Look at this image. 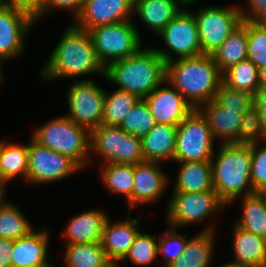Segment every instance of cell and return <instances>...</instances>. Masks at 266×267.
<instances>
[{
  "instance_id": "1",
  "label": "cell",
  "mask_w": 266,
  "mask_h": 267,
  "mask_svg": "<svg viewBox=\"0 0 266 267\" xmlns=\"http://www.w3.org/2000/svg\"><path fill=\"white\" fill-rule=\"evenodd\" d=\"M49 56L40 72L46 81L95 75L97 72L104 77V67L97 59L89 32L72 23Z\"/></svg>"
},
{
  "instance_id": "2",
  "label": "cell",
  "mask_w": 266,
  "mask_h": 267,
  "mask_svg": "<svg viewBox=\"0 0 266 267\" xmlns=\"http://www.w3.org/2000/svg\"><path fill=\"white\" fill-rule=\"evenodd\" d=\"M165 80L194 108L214 99L222 83V73L211 55L177 58L166 63Z\"/></svg>"
},
{
  "instance_id": "3",
  "label": "cell",
  "mask_w": 266,
  "mask_h": 267,
  "mask_svg": "<svg viewBox=\"0 0 266 267\" xmlns=\"http://www.w3.org/2000/svg\"><path fill=\"white\" fill-rule=\"evenodd\" d=\"M166 63L153 47L110 63L104 68L105 80L116 84L118 90L148 96L165 81Z\"/></svg>"
},
{
  "instance_id": "4",
  "label": "cell",
  "mask_w": 266,
  "mask_h": 267,
  "mask_svg": "<svg viewBox=\"0 0 266 267\" xmlns=\"http://www.w3.org/2000/svg\"><path fill=\"white\" fill-rule=\"evenodd\" d=\"M219 146L211 159L213 186L219 199L228 206L237 197L255 193L251 184V145Z\"/></svg>"
},
{
  "instance_id": "5",
  "label": "cell",
  "mask_w": 266,
  "mask_h": 267,
  "mask_svg": "<svg viewBox=\"0 0 266 267\" xmlns=\"http://www.w3.org/2000/svg\"><path fill=\"white\" fill-rule=\"evenodd\" d=\"M31 138L42 146L70 157L82 169L92 162L90 131L65 115L52 118L35 129Z\"/></svg>"
},
{
  "instance_id": "6",
  "label": "cell",
  "mask_w": 266,
  "mask_h": 267,
  "mask_svg": "<svg viewBox=\"0 0 266 267\" xmlns=\"http://www.w3.org/2000/svg\"><path fill=\"white\" fill-rule=\"evenodd\" d=\"M98 61L105 68L110 63L138 53L141 35L132 20L97 26L88 30Z\"/></svg>"
},
{
  "instance_id": "7",
  "label": "cell",
  "mask_w": 266,
  "mask_h": 267,
  "mask_svg": "<svg viewBox=\"0 0 266 267\" xmlns=\"http://www.w3.org/2000/svg\"><path fill=\"white\" fill-rule=\"evenodd\" d=\"M97 154L104 163L137 164L144 162L141 138L125 132L121 127L100 125L90 131V153Z\"/></svg>"
},
{
  "instance_id": "8",
  "label": "cell",
  "mask_w": 266,
  "mask_h": 267,
  "mask_svg": "<svg viewBox=\"0 0 266 267\" xmlns=\"http://www.w3.org/2000/svg\"><path fill=\"white\" fill-rule=\"evenodd\" d=\"M214 141L207 120L194 109L177 127L175 162H211Z\"/></svg>"
},
{
  "instance_id": "9",
  "label": "cell",
  "mask_w": 266,
  "mask_h": 267,
  "mask_svg": "<svg viewBox=\"0 0 266 267\" xmlns=\"http://www.w3.org/2000/svg\"><path fill=\"white\" fill-rule=\"evenodd\" d=\"M170 198L165 219L176 229L208 219L226 207L216 191L173 192Z\"/></svg>"
},
{
  "instance_id": "10",
  "label": "cell",
  "mask_w": 266,
  "mask_h": 267,
  "mask_svg": "<svg viewBox=\"0 0 266 267\" xmlns=\"http://www.w3.org/2000/svg\"><path fill=\"white\" fill-rule=\"evenodd\" d=\"M158 36L163 39L167 49L153 48L165 63L177 57L179 59L202 54L197 22L190 9H183Z\"/></svg>"
},
{
  "instance_id": "11",
  "label": "cell",
  "mask_w": 266,
  "mask_h": 267,
  "mask_svg": "<svg viewBox=\"0 0 266 267\" xmlns=\"http://www.w3.org/2000/svg\"><path fill=\"white\" fill-rule=\"evenodd\" d=\"M202 54L211 55L242 23L239 6H206L195 13Z\"/></svg>"
},
{
  "instance_id": "12",
  "label": "cell",
  "mask_w": 266,
  "mask_h": 267,
  "mask_svg": "<svg viewBox=\"0 0 266 267\" xmlns=\"http://www.w3.org/2000/svg\"><path fill=\"white\" fill-rule=\"evenodd\" d=\"M73 82L67 91L66 116L91 131L102 125L106 91L89 78Z\"/></svg>"
},
{
  "instance_id": "13",
  "label": "cell",
  "mask_w": 266,
  "mask_h": 267,
  "mask_svg": "<svg viewBox=\"0 0 266 267\" xmlns=\"http://www.w3.org/2000/svg\"><path fill=\"white\" fill-rule=\"evenodd\" d=\"M28 144L27 182L45 184L56 182L81 171V167L70 157L42 146L32 138Z\"/></svg>"
},
{
  "instance_id": "14",
  "label": "cell",
  "mask_w": 266,
  "mask_h": 267,
  "mask_svg": "<svg viewBox=\"0 0 266 267\" xmlns=\"http://www.w3.org/2000/svg\"><path fill=\"white\" fill-rule=\"evenodd\" d=\"M35 20L27 13L12 7H0V69L7 59H15L25 48L27 33Z\"/></svg>"
},
{
  "instance_id": "15",
  "label": "cell",
  "mask_w": 266,
  "mask_h": 267,
  "mask_svg": "<svg viewBox=\"0 0 266 267\" xmlns=\"http://www.w3.org/2000/svg\"><path fill=\"white\" fill-rule=\"evenodd\" d=\"M166 83L167 87H163L162 84ZM143 99L156 124L178 126L194 110L184 96L166 80Z\"/></svg>"
},
{
  "instance_id": "16",
  "label": "cell",
  "mask_w": 266,
  "mask_h": 267,
  "mask_svg": "<svg viewBox=\"0 0 266 267\" xmlns=\"http://www.w3.org/2000/svg\"><path fill=\"white\" fill-rule=\"evenodd\" d=\"M133 6L134 0H86L72 24L88 31L97 26L132 20Z\"/></svg>"
},
{
  "instance_id": "17",
  "label": "cell",
  "mask_w": 266,
  "mask_h": 267,
  "mask_svg": "<svg viewBox=\"0 0 266 267\" xmlns=\"http://www.w3.org/2000/svg\"><path fill=\"white\" fill-rule=\"evenodd\" d=\"M160 162L144 161L134 165L132 208L136 205L157 202L169 185Z\"/></svg>"
},
{
  "instance_id": "18",
  "label": "cell",
  "mask_w": 266,
  "mask_h": 267,
  "mask_svg": "<svg viewBox=\"0 0 266 267\" xmlns=\"http://www.w3.org/2000/svg\"><path fill=\"white\" fill-rule=\"evenodd\" d=\"M128 217L124 221L111 222L107 219L104 225L103 234L100 244L105 251L108 260L115 265L127 254L129 247L133 244L139 229L138 224L140 219L131 218L130 211L127 212Z\"/></svg>"
},
{
  "instance_id": "19",
  "label": "cell",
  "mask_w": 266,
  "mask_h": 267,
  "mask_svg": "<svg viewBox=\"0 0 266 267\" xmlns=\"http://www.w3.org/2000/svg\"><path fill=\"white\" fill-rule=\"evenodd\" d=\"M49 233L46 229H34L27 236L14 240L11 249L12 267L53 266L47 258Z\"/></svg>"
},
{
  "instance_id": "20",
  "label": "cell",
  "mask_w": 266,
  "mask_h": 267,
  "mask_svg": "<svg viewBox=\"0 0 266 267\" xmlns=\"http://www.w3.org/2000/svg\"><path fill=\"white\" fill-rule=\"evenodd\" d=\"M198 110L205 117L214 139L221 144L235 143L243 114L239 110L225 109L215 99L201 105Z\"/></svg>"
},
{
  "instance_id": "21",
  "label": "cell",
  "mask_w": 266,
  "mask_h": 267,
  "mask_svg": "<svg viewBox=\"0 0 266 267\" xmlns=\"http://www.w3.org/2000/svg\"><path fill=\"white\" fill-rule=\"evenodd\" d=\"M107 215L100 209H90L71 218L62 233L66 244L100 242Z\"/></svg>"
},
{
  "instance_id": "22",
  "label": "cell",
  "mask_w": 266,
  "mask_h": 267,
  "mask_svg": "<svg viewBox=\"0 0 266 267\" xmlns=\"http://www.w3.org/2000/svg\"><path fill=\"white\" fill-rule=\"evenodd\" d=\"M183 6L180 0H134L133 13L151 31L159 34L184 9Z\"/></svg>"
},
{
  "instance_id": "23",
  "label": "cell",
  "mask_w": 266,
  "mask_h": 267,
  "mask_svg": "<svg viewBox=\"0 0 266 267\" xmlns=\"http://www.w3.org/2000/svg\"><path fill=\"white\" fill-rule=\"evenodd\" d=\"M177 127L173 125L155 124L141 138L142 153L145 161L162 163L168 159L175 162Z\"/></svg>"
},
{
  "instance_id": "24",
  "label": "cell",
  "mask_w": 266,
  "mask_h": 267,
  "mask_svg": "<svg viewBox=\"0 0 266 267\" xmlns=\"http://www.w3.org/2000/svg\"><path fill=\"white\" fill-rule=\"evenodd\" d=\"M214 225L206 226L203 231L187 239L182 256L167 267H211L213 246L215 244Z\"/></svg>"
},
{
  "instance_id": "25",
  "label": "cell",
  "mask_w": 266,
  "mask_h": 267,
  "mask_svg": "<svg viewBox=\"0 0 266 267\" xmlns=\"http://www.w3.org/2000/svg\"><path fill=\"white\" fill-rule=\"evenodd\" d=\"M179 164L173 192L215 191L211 162H176Z\"/></svg>"
},
{
  "instance_id": "26",
  "label": "cell",
  "mask_w": 266,
  "mask_h": 267,
  "mask_svg": "<svg viewBox=\"0 0 266 267\" xmlns=\"http://www.w3.org/2000/svg\"><path fill=\"white\" fill-rule=\"evenodd\" d=\"M248 21L236 27L228 38L211 54L221 73L247 59Z\"/></svg>"
},
{
  "instance_id": "27",
  "label": "cell",
  "mask_w": 266,
  "mask_h": 267,
  "mask_svg": "<svg viewBox=\"0 0 266 267\" xmlns=\"http://www.w3.org/2000/svg\"><path fill=\"white\" fill-rule=\"evenodd\" d=\"M233 254L235 262L266 267V239L234 225Z\"/></svg>"
},
{
  "instance_id": "28",
  "label": "cell",
  "mask_w": 266,
  "mask_h": 267,
  "mask_svg": "<svg viewBox=\"0 0 266 267\" xmlns=\"http://www.w3.org/2000/svg\"><path fill=\"white\" fill-rule=\"evenodd\" d=\"M28 163V144L0 141V182L5 187L18 176L27 183Z\"/></svg>"
},
{
  "instance_id": "29",
  "label": "cell",
  "mask_w": 266,
  "mask_h": 267,
  "mask_svg": "<svg viewBox=\"0 0 266 267\" xmlns=\"http://www.w3.org/2000/svg\"><path fill=\"white\" fill-rule=\"evenodd\" d=\"M241 217L236 226L266 239V200L260 192L243 198Z\"/></svg>"
},
{
  "instance_id": "30",
  "label": "cell",
  "mask_w": 266,
  "mask_h": 267,
  "mask_svg": "<svg viewBox=\"0 0 266 267\" xmlns=\"http://www.w3.org/2000/svg\"><path fill=\"white\" fill-rule=\"evenodd\" d=\"M102 166L100 177L105 188L112 194L125 196L129 208L132 209L134 165L107 163Z\"/></svg>"
},
{
  "instance_id": "31",
  "label": "cell",
  "mask_w": 266,
  "mask_h": 267,
  "mask_svg": "<svg viewBox=\"0 0 266 267\" xmlns=\"http://www.w3.org/2000/svg\"><path fill=\"white\" fill-rule=\"evenodd\" d=\"M64 267H110L100 242L66 244Z\"/></svg>"
},
{
  "instance_id": "32",
  "label": "cell",
  "mask_w": 266,
  "mask_h": 267,
  "mask_svg": "<svg viewBox=\"0 0 266 267\" xmlns=\"http://www.w3.org/2000/svg\"><path fill=\"white\" fill-rule=\"evenodd\" d=\"M140 99L136 94L118 89L111 93L106 91L102 125L120 127Z\"/></svg>"
},
{
  "instance_id": "33",
  "label": "cell",
  "mask_w": 266,
  "mask_h": 267,
  "mask_svg": "<svg viewBox=\"0 0 266 267\" xmlns=\"http://www.w3.org/2000/svg\"><path fill=\"white\" fill-rule=\"evenodd\" d=\"M6 200L0 203V237L14 241L27 236L34 228L21 209Z\"/></svg>"
},
{
  "instance_id": "34",
  "label": "cell",
  "mask_w": 266,
  "mask_h": 267,
  "mask_svg": "<svg viewBox=\"0 0 266 267\" xmlns=\"http://www.w3.org/2000/svg\"><path fill=\"white\" fill-rule=\"evenodd\" d=\"M222 83L255 96L259 92L258 68L249 59L242 60L222 73Z\"/></svg>"
},
{
  "instance_id": "35",
  "label": "cell",
  "mask_w": 266,
  "mask_h": 267,
  "mask_svg": "<svg viewBox=\"0 0 266 267\" xmlns=\"http://www.w3.org/2000/svg\"><path fill=\"white\" fill-rule=\"evenodd\" d=\"M157 239H159L157 236L139 231L127 254L119 263L128 259L137 266L154 262L159 255Z\"/></svg>"
},
{
  "instance_id": "36",
  "label": "cell",
  "mask_w": 266,
  "mask_h": 267,
  "mask_svg": "<svg viewBox=\"0 0 266 267\" xmlns=\"http://www.w3.org/2000/svg\"><path fill=\"white\" fill-rule=\"evenodd\" d=\"M156 124L148 105L144 99H140L135 107L125 117L121 128L134 137H144Z\"/></svg>"
},
{
  "instance_id": "37",
  "label": "cell",
  "mask_w": 266,
  "mask_h": 267,
  "mask_svg": "<svg viewBox=\"0 0 266 267\" xmlns=\"http://www.w3.org/2000/svg\"><path fill=\"white\" fill-rule=\"evenodd\" d=\"M266 140L259 111L252 106L242 116L238 139L234 144L251 145Z\"/></svg>"
},
{
  "instance_id": "38",
  "label": "cell",
  "mask_w": 266,
  "mask_h": 267,
  "mask_svg": "<svg viewBox=\"0 0 266 267\" xmlns=\"http://www.w3.org/2000/svg\"><path fill=\"white\" fill-rule=\"evenodd\" d=\"M158 237V253L164 257L163 267H167L183 255L188 238L173 227L160 233Z\"/></svg>"
},
{
  "instance_id": "39",
  "label": "cell",
  "mask_w": 266,
  "mask_h": 267,
  "mask_svg": "<svg viewBox=\"0 0 266 267\" xmlns=\"http://www.w3.org/2000/svg\"><path fill=\"white\" fill-rule=\"evenodd\" d=\"M247 59L258 69L266 66V24L248 21Z\"/></svg>"
},
{
  "instance_id": "40",
  "label": "cell",
  "mask_w": 266,
  "mask_h": 267,
  "mask_svg": "<svg viewBox=\"0 0 266 267\" xmlns=\"http://www.w3.org/2000/svg\"><path fill=\"white\" fill-rule=\"evenodd\" d=\"M214 99L225 109L239 110V114H244L254 106V95L232 89L221 83Z\"/></svg>"
},
{
  "instance_id": "41",
  "label": "cell",
  "mask_w": 266,
  "mask_h": 267,
  "mask_svg": "<svg viewBox=\"0 0 266 267\" xmlns=\"http://www.w3.org/2000/svg\"><path fill=\"white\" fill-rule=\"evenodd\" d=\"M251 184L254 192L266 189V140L251 144Z\"/></svg>"
},
{
  "instance_id": "42",
  "label": "cell",
  "mask_w": 266,
  "mask_h": 267,
  "mask_svg": "<svg viewBox=\"0 0 266 267\" xmlns=\"http://www.w3.org/2000/svg\"><path fill=\"white\" fill-rule=\"evenodd\" d=\"M86 0H45L43 5V10L41 14L35 19V23L39 21V19L45 14H49L51 11L58 10H67L69 12L72 11L73 21L80 13L84 3Z\"/></svg>"
},
{
  "instance_id": "43",
  "label": "cell",
  "mask_w": 266,
  "mask_h": 267,
  "mask_svg": "<svg viewBox=\"0 0 266 267\" xmlns=\"http://www.w3.org/2000/svg\"><path fill=\"white\" fill-rule=\"evenodd\" d=\"M247 10L239 6L242 21L266 24V0H247Z\"/></svg>"
},
{
  "instance_id": "44",
  "label": "cell",
  "mask_w": 266,
  "mask_h": 267,
  "mask_svg": "<svg viewBox=\"0 0 266 267\" xmlns=\"http://www.w3.org/2000/svg\"><path fill=\"white\" fill-rule=\"evenodd\" d=\"M45 0H2L4 6L23 11L34 20L41 14Z\"/></svg>"
},
{
  "instance_id": "45",
  "label": "cell",
  "mask_w": 266,
  "mask_h": 267,
  "mask_svg": "<svg viewBox=\"0 0 266 267\" xmlns=\"http://www.w3.org/2000/svg\"><path fill=\"white\" fill-rule=\"evenodd\" d=\"M13 240L0 237V267H12L11 249Z\"/></svg>"
},
{
  "instance_id": "46",
  "label": "cell",
  "mask_w": 266,
  "mask_h": 267,
  "mask_svg": "<svg viewBox=\"0 0 266 267\" xmlns=\"http://www.w3.org/2000/svg\"><path fill=\"white\" fill-rule=\"evenodd\" d=\"M254 106L259 111V115L263 124V130L266 134V91L258 92L254 96Z\"/></svg>"
},
{
  "instance_id": "47",
  "label": "cell",
  "mask_w": 266,
  "mask_h": 267,
  "mask_svg": "<svg viewBox=\"0 0 266 267\" xmlns=\"http://www.w3.org/2000/svg\"><path fill=\"white\" fill-rule=\"evenodd\" d=\"M259 92L266 91V66L258 69Z\"/></svg>"
},
{
  "instance_id": "48",
  "label": "cell",
  "mask_w": 266,
  "mask_h": 267,
  "mask_svg": "<svg viewBox=\"0 0 266 267\" xmlns=\"http://www.w3.org/2000/svg\"><path fill=\"white\" fill-rule=\"evenodd\" d=\"M220 267H257V266H253V265H249V264H244V263H239V262H235L233 260V262H229V263H225L224 265L220 266Z\"/></svg>"
},
{
  "instance_id": "49",
  "label": "cell",
  "mask_w": 266,
  "mask_h": 267,
  "mask_svg": "<svg viewBox=\"0 0 266 267\" xmlns=\"http://www.w3.org/2000/svg\"><path fill=\"white\" fill-rule=\"evenodd\" d=\"M6 187L0 182V203L6 198Z\"/></svg>"
},
{
  "instance_id": "50",
  "label": "cell",
  "mask_w": 266,
  "mask_h": 267,
  "mask_svg": "<svg viewBox=\"0 0 266 267\" xmlns=\"http://www.w3.org/2000/svg\"><path fill=\"white\" fill-rule=\"evenodd\" d=\"M181 1V3L183 4V5H185L184 6V8L186 7V6H188V5H192L194 2H196L197 0H180Z\"/></svg>"
},
{
  "instance_id": "51",
  "label": "cell",
  "mask_w": 266,
  "mask_h": 267,
  "mask_svg": "<svg viewBox=\"0 0 266 267\" xmlns=\"http://www.w3.org/2000/svg\"><path fill=\"white\" fill-rule=\"evenodd\" d=\"M2 76H3V74H2V71H1V69H0V84H1V82L4 80Z\"/></svg>"
},
{
  "instance_id": "52",
  "label": "cell",
  "mask_w": 266,
  "mask_h": 267,
  "mask_svg": "<svg viewBox=\"0 0 266 267\" xmlns=\"http://www.w3.org/2000/svg\"><path fill=\"white\" fill-rule=\"evenodd\" d=\"M261 194L265 197V200H266V189H264Z\"/></svg>"
},
{
  "instance_id": "53",
  "label": "cell",
  "mask_w": 266,
  "mask_h": 267,
  "mask_svg": "<svg viewBox=\"0 0 266 267\" xmlns=\"http://www.w3.org/2000/svg\"><path fill=\"white\" fill-rule=\"evenodd\" d=\"M118 266H120V265H115V264H113V265H111L110 267H118Z\"/></svg>"
},
{
  "instance_id": "54",
  "label": "cell",
  "mask_w": 266,
  "mask_h": 267,
  "mask_svg": "<svg viewBox=\"0 0 266 267\" xmlns=\"http://www.w3.org/2000/svg\"><path fill=\"white\" fill-rule=\"evenodd\" d=\"M30 267H32V266H30ZM37 267H53V266H37Z\"/></svg>"
}]
</instances>
